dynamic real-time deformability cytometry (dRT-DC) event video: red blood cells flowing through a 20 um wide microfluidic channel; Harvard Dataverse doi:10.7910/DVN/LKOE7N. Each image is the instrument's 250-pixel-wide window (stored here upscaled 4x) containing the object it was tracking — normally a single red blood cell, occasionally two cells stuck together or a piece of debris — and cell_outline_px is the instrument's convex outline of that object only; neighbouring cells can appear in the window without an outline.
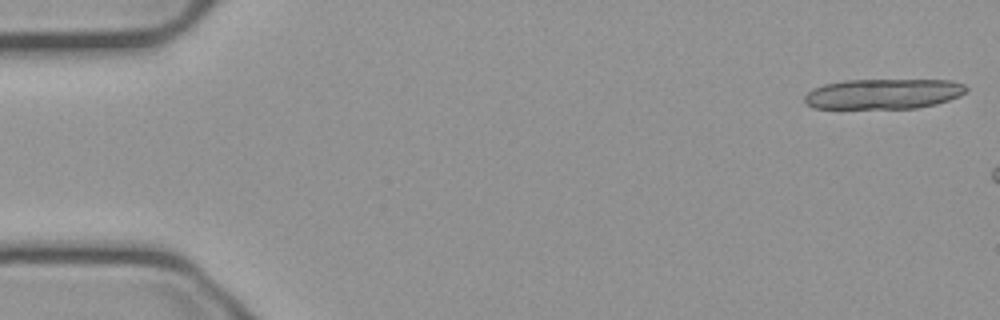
{"species": "common noctule bat (a hibernating species)", "species_latin": "Nyctalus noctula", "temperature_condition": "cold", "stored_images_in_passage": 9, "camera_frame_rate_fps": 3000, "um_per_image_px": 0.085, "animal": {"sex": "male", "body_mass_g": 23.1, "forearm_length_mm": 52.7}, "frame": {"image": 1, "passage_image": 1, "time_ms": 0.0, "image_size_px": [1000, 320], "cell_outline_px": [[968, 88], [960, 96], [936, 104], [916, 108], [812, 108], [804, 104], [804, 96], [812, 88], [824, 84], [844, 80], [952, 80], [964, 84]], "centroid_in_image_um": [75.06, 7.97], "position_along_channel_um": 9.9, "area_um2": 28.61}}